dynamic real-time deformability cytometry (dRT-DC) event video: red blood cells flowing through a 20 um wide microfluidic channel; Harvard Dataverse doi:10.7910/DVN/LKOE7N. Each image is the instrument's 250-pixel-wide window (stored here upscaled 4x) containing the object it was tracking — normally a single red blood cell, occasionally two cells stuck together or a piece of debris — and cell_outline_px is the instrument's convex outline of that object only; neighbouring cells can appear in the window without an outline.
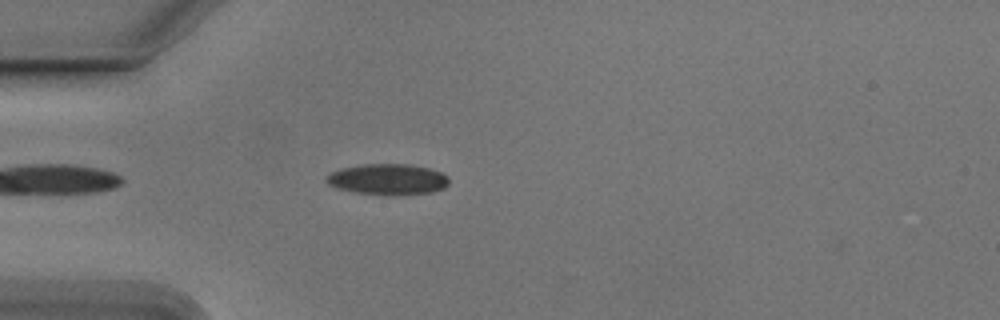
{"species": "Egyptian fruit bat (a non-hibernating species)", "species_latin": "Rousettus aegyptiacus", "temperature_condition": "cold", "stored_images_in_passage": 44, "camera_frame_rate_fps": 3000, "um_per_image_px": 0.085, "animal": {"sex": "male"}, "frame": {"image": 1, "passage_image": 5, "time_ms": 1.333, "image_size_px": [1000, 320], "cell_outline_px": [[448, 184], [444, 188], [432, 192], [396, 196], [392, 196], [356, 192], [336, 188], [328, 184], [324, 180], [324, 176], [332, 172], [344, 168], [364, 164], [404, 164], [428, 168], [440, 172], [448, 176]], "centroid_in_image_um": [32.95, 15.26], "position_along_channel_um": 52.0, "area_um2": 22.14}}
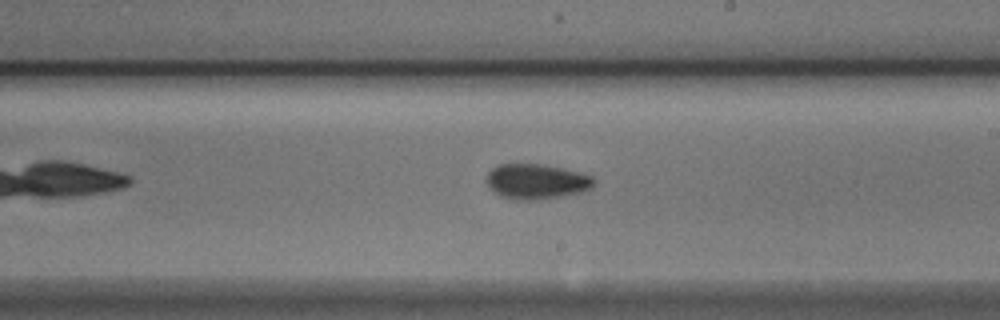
{"frame": {"image": 2, "passage_image": 21, "time_ms": 6.667, "image_size_px": [1000, 320], "cell_outline_px": [[596, 184], [592, 188], [580, 192], [564, 196], [536, 200], [512, 200], [500, 196], [488, 184], [488, 172], [496, 164], [540, 164], [560, 168], [592, 176], [596, 180]], "centroid_in_image_um": [45.62, 15.44], "position_along_channel_um": 243.4, "area_um2": 21.91}}
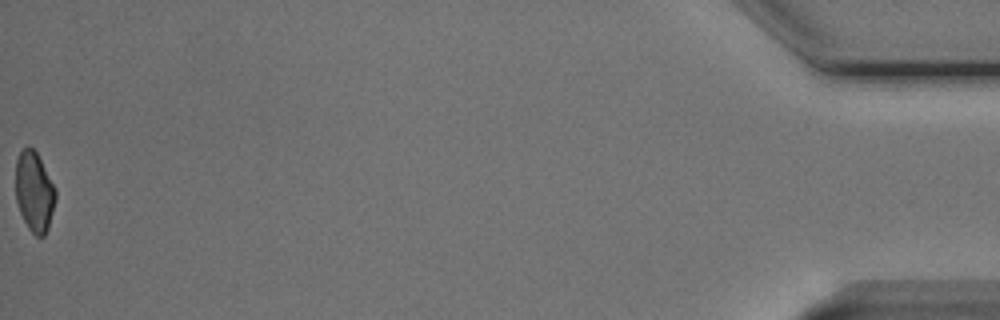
{"frame": {"image": 3, "passage_image": 44, "time_ms": 14.333, "image_size_px": [1000, 320], "cell_outline_px": [[56, 200], [48, 228], [44, 236], [36, 236], [28, 228], [20, 212], [16, 200], [16, 160], [20, 152], [28, 144], [36, 152], [56, 188]], "centroid_in_image_um": [2.92, 16.29], "position_along_channel_um": 432.3, "area_um2": 18.61}, "authors_computed_cell_mechanics": {"area_um2": 20.9814, "velocity_mm_per_s": 3.7883, "shape_relaxation_time_tau1_ms": 3.3924, "shape_relaxation_time_tau2_ms": 2.8657, "deformation_change_tau1": 0.1047, "deformation_change_tau2": 0.0772}}